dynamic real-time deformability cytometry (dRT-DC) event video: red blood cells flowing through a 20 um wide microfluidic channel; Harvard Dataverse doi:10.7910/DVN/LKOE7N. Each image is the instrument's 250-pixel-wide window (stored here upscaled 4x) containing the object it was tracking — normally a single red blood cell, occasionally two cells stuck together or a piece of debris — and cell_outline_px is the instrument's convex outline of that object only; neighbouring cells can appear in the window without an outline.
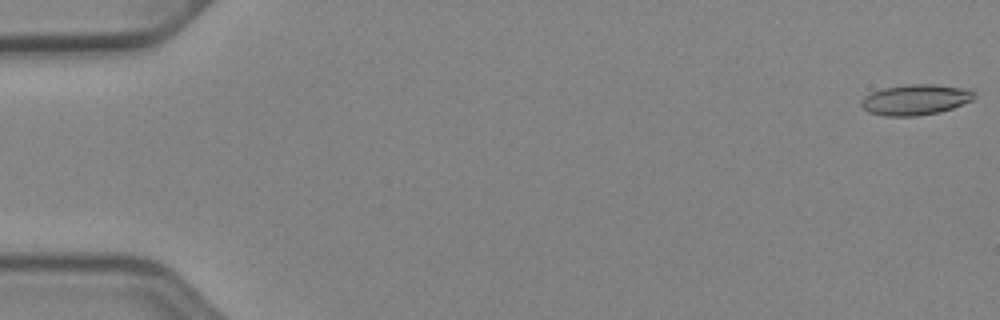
{"species": "Egyptian fruit bat (a non-hibernating species)", "species_latin": "Rousettus aegyptiacus", "temperature_condition": "cold", "stored_images_in_passage": 11, "camera_frame_rate_fps": 3000, "um_per_image_px": 0.085, "animal": {"sex": "female"}, "frame": {"image": 1, "passage_image": 1, "time_ms": 0.0, "image_size_px": [1000, 320], "cell_outline_px": [[976, 96], [972, 100], [952, 108], [940, 112], [916, 116], [884, 116], [868, 112], [860, 104], [860, 100], [864, 96], [872, 92], [884, 88], [908, 84], [932, 84], [968, 88], [976, 92]], "centroid_in_image_um": [77.83, 8.47], "position_along_channel_um": 7.2, "area_um2": 20.29}}